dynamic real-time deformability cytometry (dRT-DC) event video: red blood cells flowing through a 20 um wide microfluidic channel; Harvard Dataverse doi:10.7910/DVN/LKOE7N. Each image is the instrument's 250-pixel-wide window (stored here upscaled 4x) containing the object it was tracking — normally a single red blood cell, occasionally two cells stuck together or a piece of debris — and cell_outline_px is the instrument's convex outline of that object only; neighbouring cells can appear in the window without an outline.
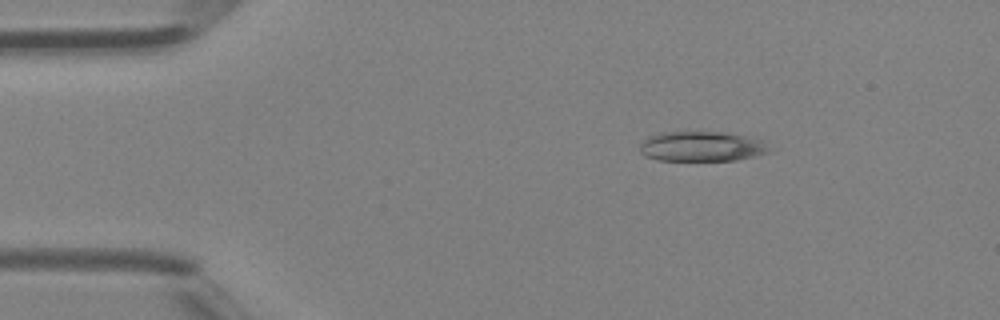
{"species": "Egyptian fruit bat (a non-hibernating species)", "species_latin": "Rousettus aegyptiacus", "temperature_condition": "room temperature", "stored_images_in_passage": 42, "camera_frame_rate_fps": 3000, "um_per_image_px": 0.085, "animal": {"sex": "female"}, "frame": {"image": 1, "passage_image": 3, "time_ms": 0.667, "image_size_px": [1000, 320], "cell_outline_px": [[776, 148], [772, 152], [756, 156], [736, 160], [656, 160], [644, 156], [640, 152], [640, 144], [648, 136], [664, 132], [728, 132], [764, 140]], "centroid_in_image_um": [59.75, 12.44], "position_along_channel_um": 25.3, "area_um2": 23.12}}
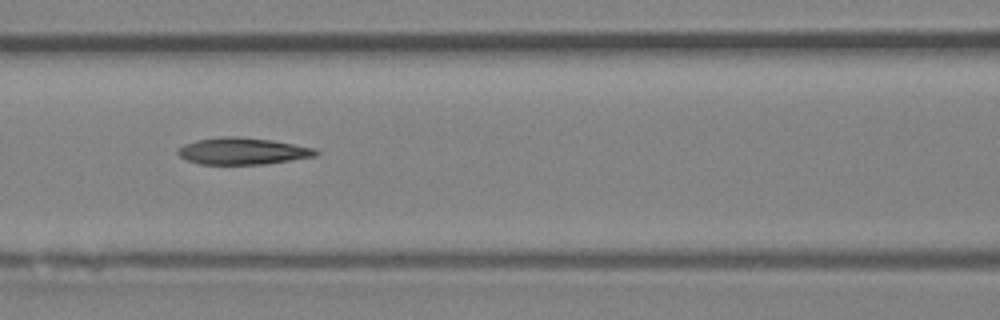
{"frame": {"image": 2, "passage_image": 16, "time_ms": 5.0, "image_size_px": [1000, 320], "cell_outline_px": [[320, 152], [316, 156], [264, 164], [200, 164], [188, 160], [180, 156], [176, 152], [176, 148], [184, 144], [196, 140], [220, 136], [236, 136], [272, 140], [316, 148]], "centroid_in_image_um": [20.61, 12.83], "position_along_channel_um": 146.0, "area_um2": 21.62}}
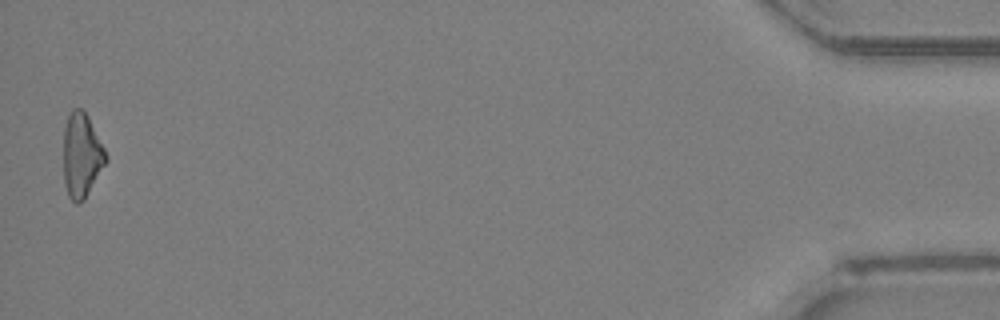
{"frame": {"image": 3, "passage_image": 42, "time_ms": 13.667, "image_size_px": [1000, 320], "cell_outline_px": [[108, 160], [84, 200], [80, 204], [76, 204], [68, 196], [64, 184], [64, 128], [68, 116], [72, 108], [80, 108], [88, 116], [108, 156]], "centroid_in_image_um": [6.94, 13.23], "position_along_channel_um": 428.3, "area_um2": 20.87}}